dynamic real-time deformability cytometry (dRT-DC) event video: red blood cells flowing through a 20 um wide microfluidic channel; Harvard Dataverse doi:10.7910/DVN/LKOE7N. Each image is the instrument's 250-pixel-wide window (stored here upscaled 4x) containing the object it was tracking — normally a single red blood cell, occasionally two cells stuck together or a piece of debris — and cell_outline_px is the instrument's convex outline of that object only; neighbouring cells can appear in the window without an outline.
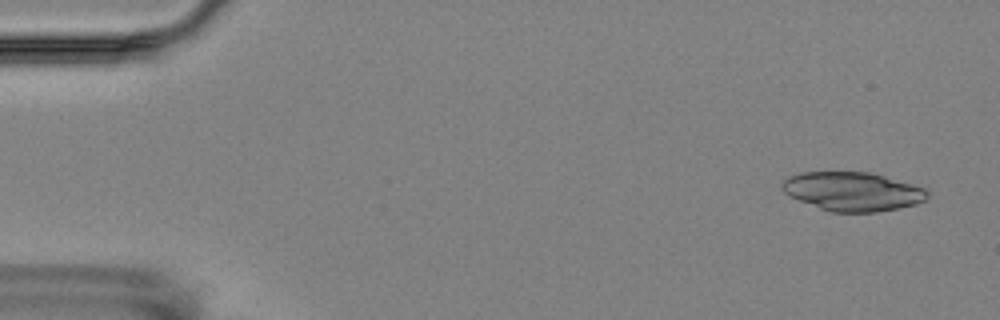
{"species": "Egyptian fruit bat (a non-hibernating species)", "species_latin": "Rousettus aegyptiacus", "temperature_condition": "room temperature", "stored_images_in_passage": 5, "camera_frame_rate_fps": 3000, "um_per_image_px": 0.085, "animal": {"sex": "female"}, "frame": {"image": 1, "passage_image": 1, "time_ms": 0.0, "image_size_px": [1000, 320], "cell_outline_px": [[928, 196], [924, 200], [916, 204], [900, 208], [876, 212], [832, 212], [820, 208], [788, 196], [780, 188], [780, 184], [788, 176], [800, 172], [868, 172], [884, 176], [924, 188], [928, 192]], "centroid_in_image_um": [72.42, 16.27], "position_along_channel_um": 12.6, "area_um2": 32.83}}